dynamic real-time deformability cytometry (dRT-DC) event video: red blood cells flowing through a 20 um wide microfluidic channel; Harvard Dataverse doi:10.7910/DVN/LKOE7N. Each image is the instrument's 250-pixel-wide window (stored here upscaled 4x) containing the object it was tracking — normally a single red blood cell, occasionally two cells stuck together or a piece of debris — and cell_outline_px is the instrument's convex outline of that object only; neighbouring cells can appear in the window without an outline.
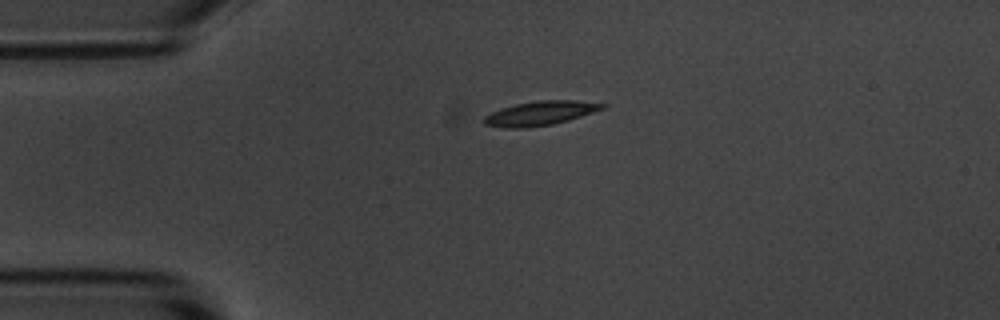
{"species": "common noctule bat (a hibernating species)", "species_latin": "Nyctalus noctula", "temperature_condition": "room temperature", "stored_images_in_passage": 3, "camera_frame_rate_fps": 3000, "um_per_image_px": 0.085, "animal": {"sex": "male", "body_mass_g": 20.1, "forearm_length_mm": 53.5}, "frame": {"image": 1, "passage_image": 1, "time_ms": 0.0, "image_size_px": [1000, 320], "cell_outline_px": [[608, 104], [604, 108], [568, 120], [552, 124], [520, 128], [504, 128], [484, 124], [480, 120], [484, 116], [492, 112], [516, 104], [540, 100], [572, 100]], "centroid_in_image_um": [45.88, 9.63], "position_along_channel_um": 39.1, "area_um2": 16.42}}